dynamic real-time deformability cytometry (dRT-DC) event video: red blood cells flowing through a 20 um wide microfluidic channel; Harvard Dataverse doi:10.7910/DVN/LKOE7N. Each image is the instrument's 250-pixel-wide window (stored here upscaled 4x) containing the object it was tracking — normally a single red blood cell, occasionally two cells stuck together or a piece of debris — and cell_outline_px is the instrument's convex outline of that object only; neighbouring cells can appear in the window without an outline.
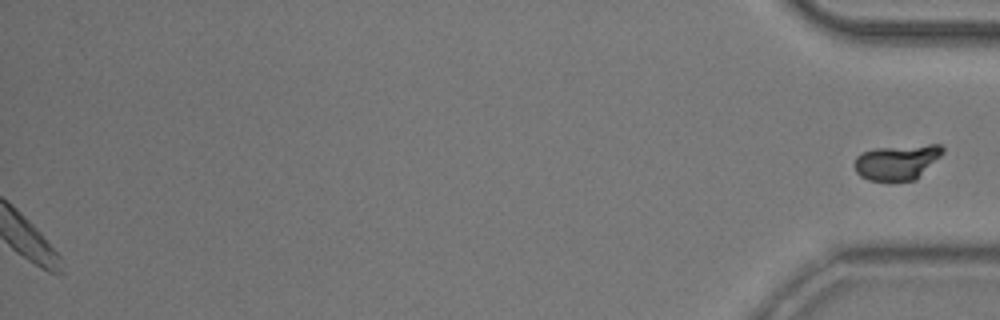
{"species": "common noctule bat (a hibernating species)", "species_latin": "Nyctalus noctula", "temperature_condition": "room temperature", "stored_images_in_passage": 44, "segment_of_instrument_passage": [2, 2], "camera_frame_rate_fps": 3000, "um_per_image_px": 0.085, "animal": {"sex": "male", "body_mass_g": 20.5, "forearm_length_mm": 52.5}, "frame": {"image": 1, "passage_image": 44, "time_ms": 14.333, "image_size_px": [1000, 320], "cell_outline_px": [[944, 152], [916, 180], [868, 180], [860, 176], [856, 172], [852, 164], [856, 156], [860, 152], [876, 148], [928, 144], [940, 144], [944, 148]], "centroid_in_image_um": [76.22, 13.77], "position_along_channel_um": 359.0, "area_um2": 18.21}}